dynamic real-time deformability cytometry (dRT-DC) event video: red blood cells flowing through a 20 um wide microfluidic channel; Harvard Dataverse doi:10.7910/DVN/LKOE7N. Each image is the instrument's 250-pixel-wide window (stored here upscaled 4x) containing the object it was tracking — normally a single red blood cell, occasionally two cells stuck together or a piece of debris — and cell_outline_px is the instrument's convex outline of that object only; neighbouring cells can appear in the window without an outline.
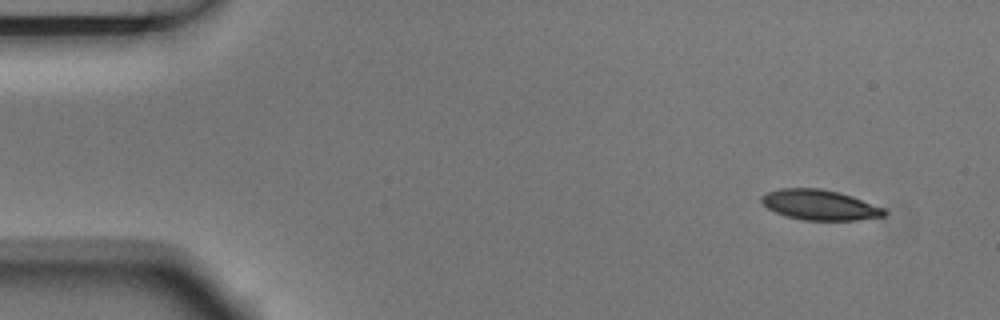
{"species": "Egyptian fruit bat (a non-hibernating species)", "species_latin": "Rousettus aegyptiacus", "temperature_condition": "room temperature", "stored_images_in_passage": 4, "camera_frame_rate_fps": 3000, "um_per_image_px": 0.085, "animal": {"sex": "male"}, "frame": {"image": 1, "passage_image": 1, "time_ms": 0.0, "image_size_px": [1000, 320], "cell_outline_px": [[888, 212], [884, 216], [856, 220], [804, 220], [788, 216], [776, 212], [768, 208], [760, 200], [760, 196], [768, 192], [780, 188], [820, 188], [840, 192], [852, 196], [884, 208]], "centroid_in_image_um": [69.69, 17.41], "position_along_channel_um": 15.3, "area_um2": 21.56}}
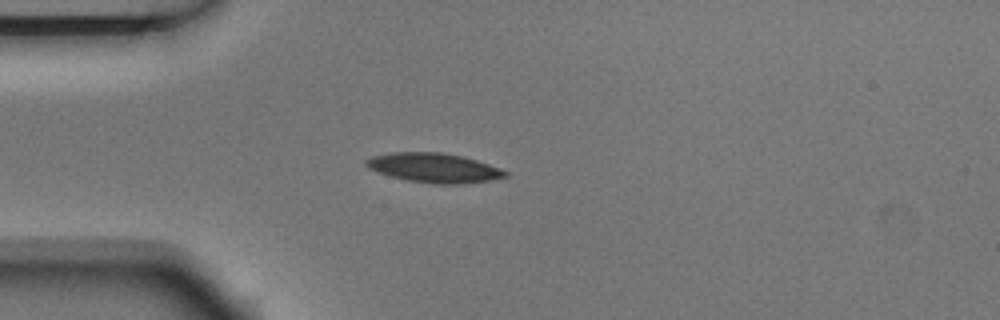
{"frame": {"image": 2, "passage_image": 4, "time_ms": 1.0, "image_size_px": [1000, 320], "cell_outline_px": [[508, 176], [488, 180], [464, 184], [432, 184], [408, 180], [376, 172], [368, 168], [364, 164], [364, 160], [372, 156], [392, 152], [440, 152], [464, 156], [500, 168], [508, 172]], "centroid_in_image_um": [36.87, 14.26], "position_along_channel_um": 48.1, "area_um2": 23.93}}